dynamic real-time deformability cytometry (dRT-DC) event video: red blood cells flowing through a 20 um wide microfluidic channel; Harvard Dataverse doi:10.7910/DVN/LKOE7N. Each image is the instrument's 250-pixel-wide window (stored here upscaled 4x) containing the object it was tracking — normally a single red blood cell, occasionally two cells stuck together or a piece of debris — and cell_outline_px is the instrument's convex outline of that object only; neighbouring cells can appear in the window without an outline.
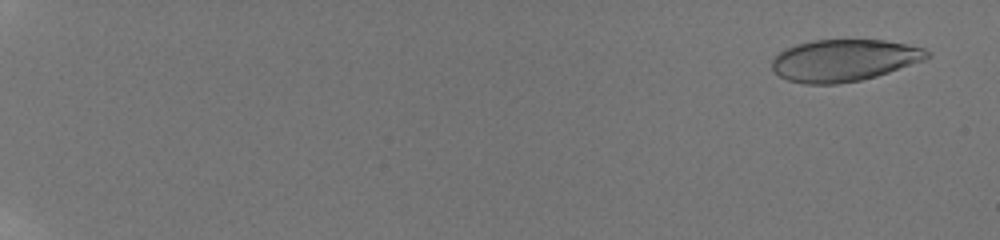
{"species": "human", "species_latin": "Homo sapiens", "temperature_condition": "room temperature", "stored_images_in_passage": 26, "camera_frame_rate_fps": 3000, "um_per_image_px": 0.085, "donor": {"sex": "male"}, "frame": {"image": 1, "passage_image": 2, "time_ms": 0.667, "image_size_px": [1000, 240], "cell_outline_px": [[932, 56], [924, 60], [876, 76], [860, 80], [836, 84], [804, 84], [788, 80], [780, 76], [772, 68], [772, 60], [784, 48], [796, 44], [812, 40], [884, 40], [924, 48]], "centroid_in_image_um": [71.72, 5.12], "position_along_channel_um": 13.3, "area_um2": 37.69}}
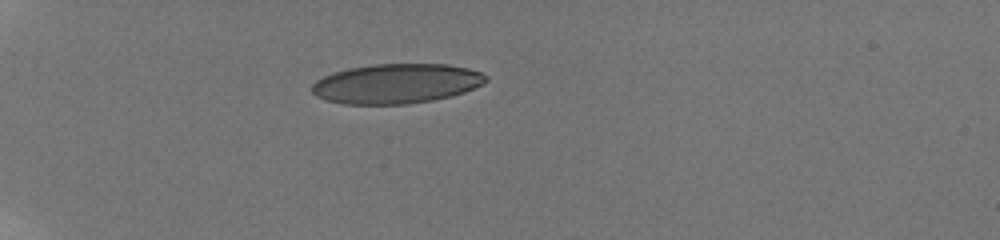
{"frame": {"image": 2, "passage_image": 13, "time_ms": 6.333, "image_size_px": [1000, 240], "cell_outline_px": [[488, 80], [464, 92], [452, 96], [432, 100], [408, 104], [344, 104], [324, 100], [316, 96], [312, 92], [312, 84], [316, 80], [332, 72], [348, 68], [372, 64], [448, 64], [468, 68], [480, 72], [488, 76]], "centroid_in_image_um": [33.66, 7.1], "position_along_channel_um": 51.3, "area_um2": 40.4}}
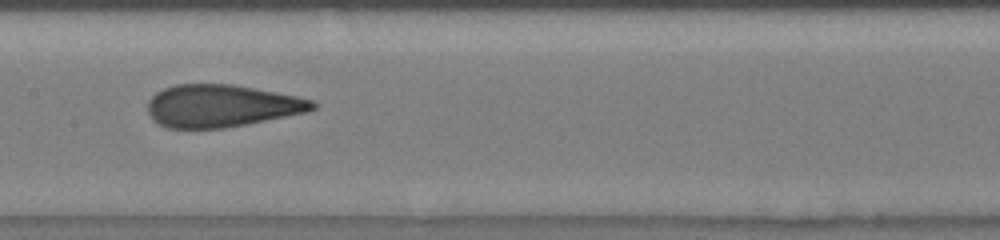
{"frame": {"image": 3, "passage_image": 24, "time_ms": 11.0, "image_size_px": [1000, 240], "cell_outline_px": [[320, 104], [316, 108], [308, 112], [248, 124], [224, 128], [168, 128], [152, 120], [148, 112], [148, 100], [156, 92], [164, 88], [176, 84], [232, 84], [296, 96], [312, 100]], "centroid_in_image_um": [18.84, 9.0], "position_along_channel_um": 188.6, "area_um2": 40.86}}